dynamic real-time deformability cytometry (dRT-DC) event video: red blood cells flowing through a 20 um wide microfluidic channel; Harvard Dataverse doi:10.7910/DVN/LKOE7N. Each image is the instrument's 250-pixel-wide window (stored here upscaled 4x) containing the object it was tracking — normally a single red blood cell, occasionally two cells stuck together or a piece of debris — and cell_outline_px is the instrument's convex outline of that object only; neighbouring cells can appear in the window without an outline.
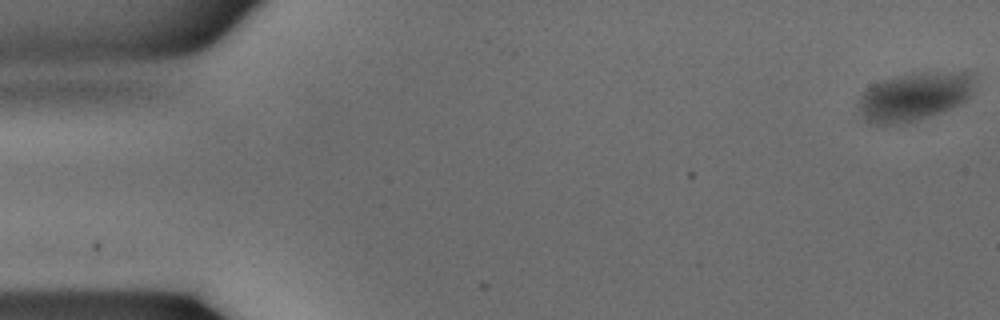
{"species": "common noctule bat (a hibernating species)", "species_latin": "Nyctalus noctula", "temperature_condition": "warm", "stored_images_in_passage": 36, "camera_frame_rate_fps": 3000, "um_per_image_px": 0.085, "animal": {"sex": "male", "body_mass_g": 15.6}, "frame": {"image": 1, "passage_image": 1, "time_ms": 0.0, "image_size_px": [1000, 320], "cell_outline_px": [[976, 80], [972, 92], [968, 100], [960, 104], [940, 112], [904, 124], [876, 124], [864, 120], [856, 104], [860, 96], [872, 84], [880, 80], [892, 76], [912, 72], [972, 72], [976, 76]], "centroid_in_image_um": [77.72, 8.17], "position_along_channel_um": 7.3, "area_um2": 33.35}}
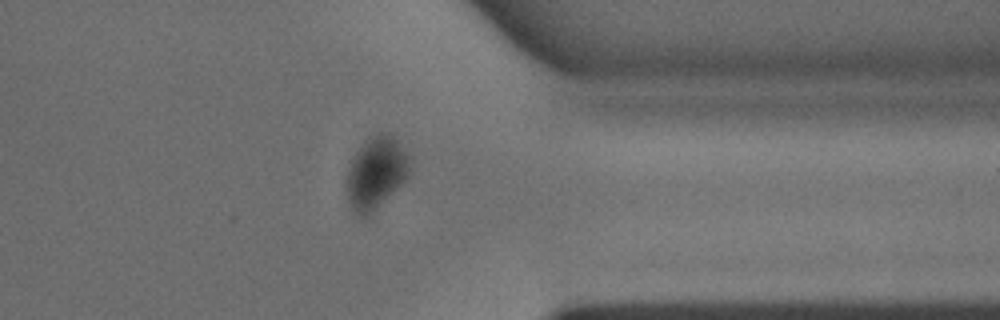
{"frame": {"image": 2, "passage_image": 29, "time_ms": 9.333, "image_size_px": [1000, 320], "cell_outline_px": [[412, 156], [408, 180], [364, 216], [356, 216], [352, 212], [348, 196], [348, 168], [356, 152], [364, 140], [368, 136], [376, 132], [388, 132]], "centroid_in_image_um": [32.01, 14.61], "position_along_channel_um": 379.4, "area_um2": 26.53}}
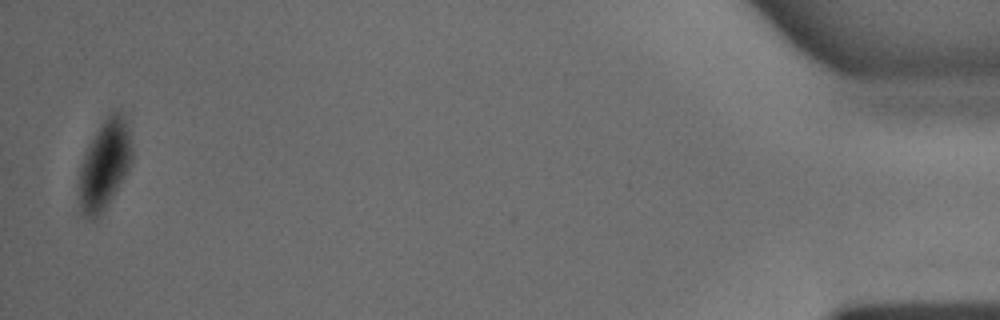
{"frame": {"image": 3, "passage_image": 36, "time_ms": 11.667, "image_size_px": [1000, 320], "cell_outline_px": [[132, 156], [128, 168], [124, 176], [112, 196], [104, 208], [96, 216], [84, 216], [80, 212], [80, 168], [88, 144], [100, 124], [116, 108], [128, 120], [132, 140]], "centroid_in_image_um": [8.92, 13.88], "position_along_channel_um": 426.3, "area_um2": 26.93}}